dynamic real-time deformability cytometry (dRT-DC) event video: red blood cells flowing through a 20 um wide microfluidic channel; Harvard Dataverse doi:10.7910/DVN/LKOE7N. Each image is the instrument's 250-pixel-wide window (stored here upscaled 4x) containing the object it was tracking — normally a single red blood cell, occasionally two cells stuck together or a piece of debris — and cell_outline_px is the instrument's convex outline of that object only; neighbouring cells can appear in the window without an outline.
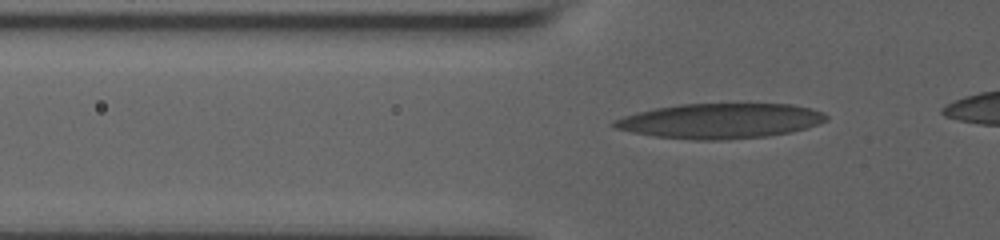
{"species": "human", "species_latin": "Homo sapiens", "temperature_condition": "room temperature", "stored_images_in_passage": 33, "camera_frame_rate_fps": 3000, "um_per_image_px": 0.085, "donor": {"sex": "male"}, "frame": {"image": 1, "passage_image": 6, "time_ms": 1.333, "image_size_px": [1000, 240], "cell_outline_px": [[828, 120], [804, 128], [788, 132], [768, 136], [720, 140], [692, 140], [656, 136], [632, 132], [612, 128], [612, 124], [616, 120], [624, 116], [636, 112], [656, 108], [680, 104], [792, 104], [812, 108], [824, 112], [828, 116]], "centroid_in_image_um": [61.22, 10.27], "position_along_channel_um": 64.6, "area_um2": 43.18}}
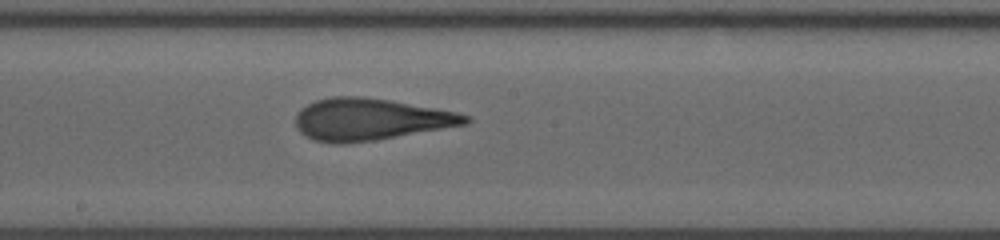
{"frame": {"image": 2, "passage_image": 22, "time_ms": 5.667, "image_size_px": [1000, 240], "cell_outline_px": [[472, 120], [468, 124], [372, 140], [344, 144], [332, 144], [316, 140], [300, 132], [296, 128], [296, 112], [300, 108], [316, 100], [332, 96], [364, 96], [436, 108], [456, 112], [468, 116]], "centroid_in_image_um": [31.44, 10.13], "position_along_channel_um": 216.8, "area_um2": 41.21}}
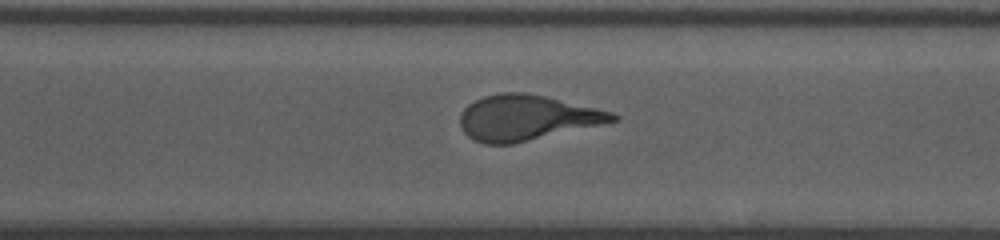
{"frame": {"image": 3, "passage_image": 33, "time_ms": 8.667, "image_size_px": [1000, 240], "cell_outline_px": [[620, 116], [616, 120], [512, 144], [484, 144], [472, 140], [464, 132], [460, 124], [460, 116], [464, 108], [468, 104], [484, 96], [500, 92], [524, 92], [544, 96], [596, 108], [612, 112]], "centroid_in_image_um": [44.69, 10.0], "position_along_channel_um": 325.9, "area_um2": 39.71}}